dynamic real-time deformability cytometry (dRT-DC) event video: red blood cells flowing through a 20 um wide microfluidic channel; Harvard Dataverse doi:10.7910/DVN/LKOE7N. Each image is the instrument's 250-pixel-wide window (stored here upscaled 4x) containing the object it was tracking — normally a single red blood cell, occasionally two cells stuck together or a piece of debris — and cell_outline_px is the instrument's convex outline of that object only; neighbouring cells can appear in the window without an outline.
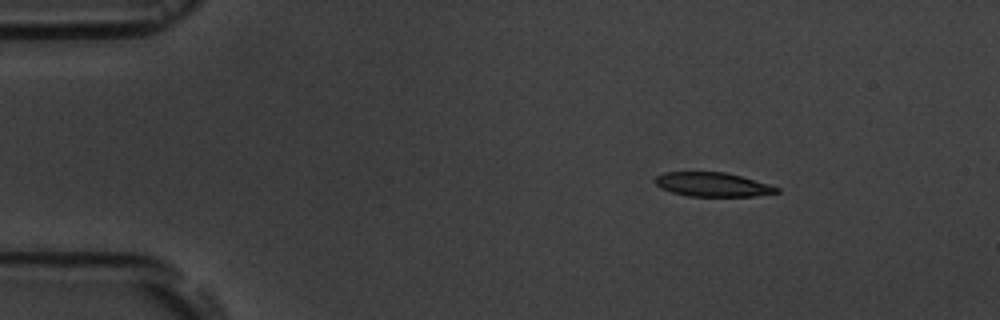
{"species": "common noctule bat (a hibernating species)", "species_latin": "Nyctalus noctula", "temperature_condition": "room temperature", "stored_images_in_passage": 3, "camera_frame_rate_fps": 3000, "um_per_image_px": 0.085, "animal": {"sex": "male", "body_mass_g": 19.5, "forearm_length_mm": 54.6}, "frame": {"image": 1, "passage_image": 1, "time_ms": 0.0, "image_size_px": [1000, 320], "cell_outline_px": [[780, 192], [752, 196], [688, 196], [672, 192], [660, 188], [652, 180], [656, 176], [664, 172], [724, 172], [740, 176], [768, 184], [780, 188]], "centroid_in_image_um": [60.52, 15.68], "position_along_channel_um": 24.5, "area_um2": 16.99}}